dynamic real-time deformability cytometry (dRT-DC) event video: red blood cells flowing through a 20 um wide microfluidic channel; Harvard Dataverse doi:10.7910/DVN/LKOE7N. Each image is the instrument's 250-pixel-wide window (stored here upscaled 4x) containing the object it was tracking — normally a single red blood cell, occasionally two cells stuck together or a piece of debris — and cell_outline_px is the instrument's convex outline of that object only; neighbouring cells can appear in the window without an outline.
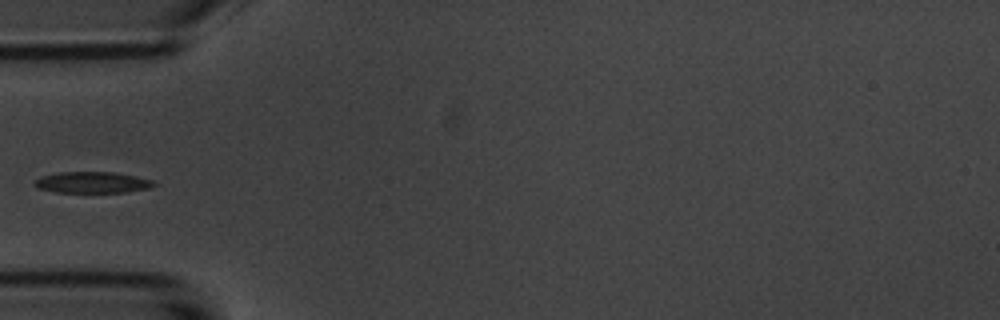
{"species": "common noctule bat (a hibernating species)", "species_latin": "Nyctalus noctula", "temperature_condition": "room temperature", "stored_images_in_passage": 5, "camera_frame_rate_fps": 3000, "um_per_image_px": 0.085, "animal": {"sex": "male", "body_mass_g": 20.1, "forearm_length_mm": 53.5}, "frame": {"image": 1, "passage_image": 5, "time_ms": 4.667, "image_size_px": [1000, 320], "cell_outline_px": [[156, 184], [148, 188], [124, 192], [56, 192], [40, 188], [32, 184], [40, 176], [56, 172], [116, 172], [136, 176], [152, 180]], "centroid_in_image_um": [7.82, 15.49], "position_along_channel_um": 77.2, "area_um2": 14.68}}